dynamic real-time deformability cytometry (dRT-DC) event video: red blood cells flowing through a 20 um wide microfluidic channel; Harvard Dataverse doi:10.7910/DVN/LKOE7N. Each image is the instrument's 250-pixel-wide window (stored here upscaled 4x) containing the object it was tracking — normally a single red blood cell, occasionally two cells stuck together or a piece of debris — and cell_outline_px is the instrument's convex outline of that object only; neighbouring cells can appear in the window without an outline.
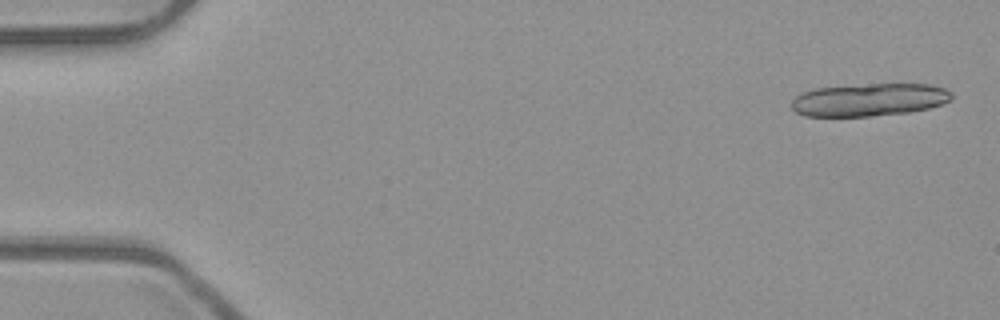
{"species": "common noctule bat (a hibernating species)", "species_latin": "Nyctalus noctula", "temperature_condition": "room temperature", "stored_images_in_passage": 19, "camera_frame_rate_fps": 3000, "um_per_image_px": 0.085, "animal": {"sex": "male", "body_mass_g": 23.1, "forearm_length_mm": 52.7}, "frame": {"image": 1, "passage_image": 2, "time_ms": 0.333, "image_size_px": [1000, 320], "cell_outline_px": [[952, 100], [928, 108], [908, 112], [868, 116], [804, 116], [796, 112], [792, 108], [792, 100], [800, 92], [816, 88], [872, 84], [932, 84], [944, 88], [952, 92]], "centroid_in_image_um": [73.88, 8.47], "position_along_channel_um": 11.1, "area_um2": 30.46}}